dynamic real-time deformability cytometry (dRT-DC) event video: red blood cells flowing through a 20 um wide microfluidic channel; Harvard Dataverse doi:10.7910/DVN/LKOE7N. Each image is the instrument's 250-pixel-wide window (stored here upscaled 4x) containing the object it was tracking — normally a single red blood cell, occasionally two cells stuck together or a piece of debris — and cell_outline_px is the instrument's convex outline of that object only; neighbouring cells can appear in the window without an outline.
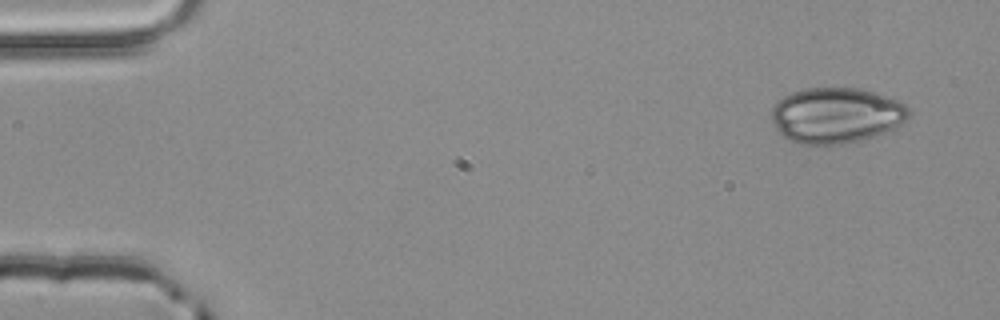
{"species": "common noctule bat (a hibernating species)", "species_latin": "Nyctalus noctula", "temperature_condition": "room temperature", "stored_images_in_passage": 3, "camera_frame_rate_fps": 3000, "um_per_image_px": 0.085, "animal": {"sex": "male", "body_mass_g": 20.4}, "frame": {"image": 1, "passage_image": 1, "time_ms": 0.0, "image_size_px": [1000, 320], "cell_outline_px": [[912, 112], [908, 120], [896, 128], [860, 140], [840, 144], [800, 144], [784, 136], [776, 128], [772, 120], [772, 108], [776, 100], [792, 92], [804, 88], [860, 88], [900, 100]], "centroid_in_image_um": [71.11, 9.79], "position_along_channel_um": 13.9, "area_um2": 44.62}}